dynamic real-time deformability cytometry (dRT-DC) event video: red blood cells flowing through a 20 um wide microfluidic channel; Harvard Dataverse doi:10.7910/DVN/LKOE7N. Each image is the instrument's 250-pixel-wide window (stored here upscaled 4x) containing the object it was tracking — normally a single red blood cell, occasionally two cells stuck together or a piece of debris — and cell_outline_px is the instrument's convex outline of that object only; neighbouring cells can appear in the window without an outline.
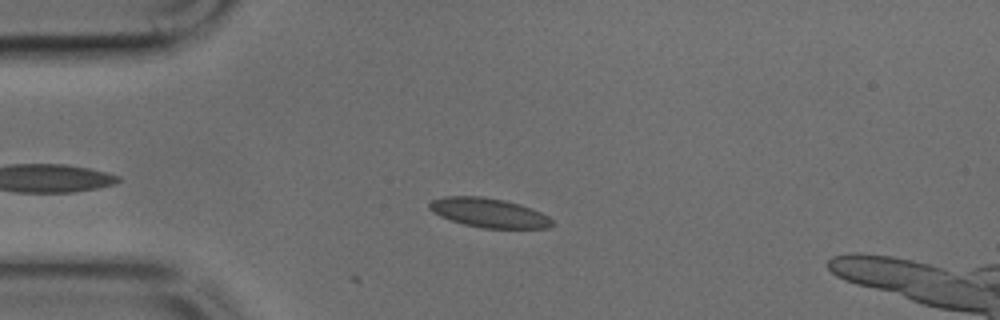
{"species": "common noctule bat (a hibernating species)", "species_latin": "Nyctalus noctula", "temperature_condition": "cold", "stored_images_in_passage": 9, "camera_frame_rate_fps": 3000, "um_per_image_px": 0.085, "animal": {"sex": "male", "body_mass_g": 17.9, "forearm_length_mm": 54.2}, "frame": {"image": 1, "passage_image": 7, "time_ms": 2.0, "image_size_px": [1000, 320], "cell_outline_px": [[556, 224], [548, 228], [480, 228], [464, 224], [440, 216], [432, 212], [428, 208], [428, 204], [432, 200], [444, 196], [480, 196], [504, 200], [520, 204], [540, 212], [548, 216]], "centroid_in_image_um": [41.55, 18.09], "position_along_channel_um": 43.5, "area_um2": 20.98}}